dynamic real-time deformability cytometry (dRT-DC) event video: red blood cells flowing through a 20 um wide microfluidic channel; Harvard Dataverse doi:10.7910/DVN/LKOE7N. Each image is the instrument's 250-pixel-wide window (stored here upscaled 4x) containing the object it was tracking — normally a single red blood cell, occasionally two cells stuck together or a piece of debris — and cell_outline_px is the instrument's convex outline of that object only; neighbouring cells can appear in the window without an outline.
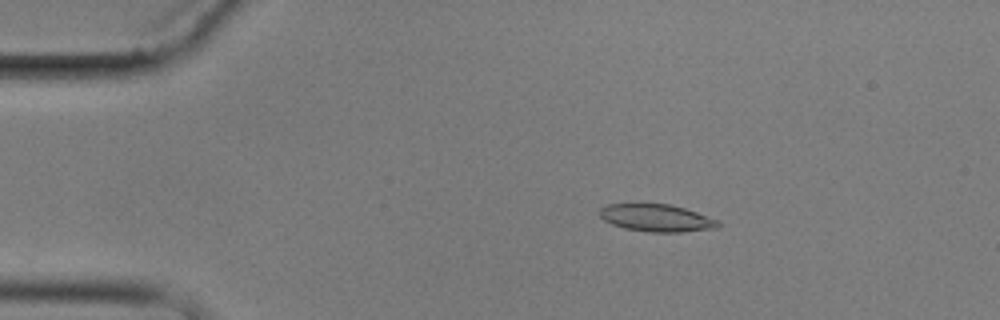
{"species": "common noctule bat (a hibernating species)", "species_latin": "Nyctalus noctula", "temperature_condition": "cold", "stored_images_in_passage": 6, "camera_frame_rate_fps": 3000, "um_per_image_px": 0.085, "animal": {"sex": "male", "body_mass_g": 17.9}, "frame": {"image": 1, "passage_image": 2, "time_ms": 1.0, "image_size_px": [1000, 320], "cell_outline_px": [[720, 228], [680, 232], [648, 232], [624, 228], [612, 224], [604, 220], [600, 216], [600, 208], [608, 204], [668, 204], [684, 208], [696, 212], [716, 220], [720, 224]], "centroid_in_image_um": [55.8, 18.53], "position_along_channel_um": 29.2, "area_um2": 18.73}}
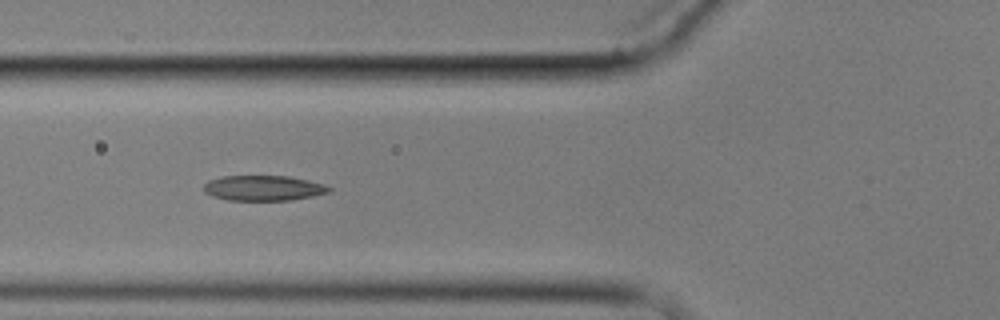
{"frame": {"image": 2, "passage_image": 5, "time_ms": 4.667, "image_size_px": [1000, 320], "cell_outline_px": [[332, 192], [312, 196], [288, 200], [228, 200], [212, 196], [204, 192], [204, 184], [208, 180], [220, 176], [288, 176], [308, 180], [324, 184], [332, 188]], "centroid_in_image_um": [22.39, 15.98], "position_along_channel_um": 103.4, "area_um2": 18.5}}
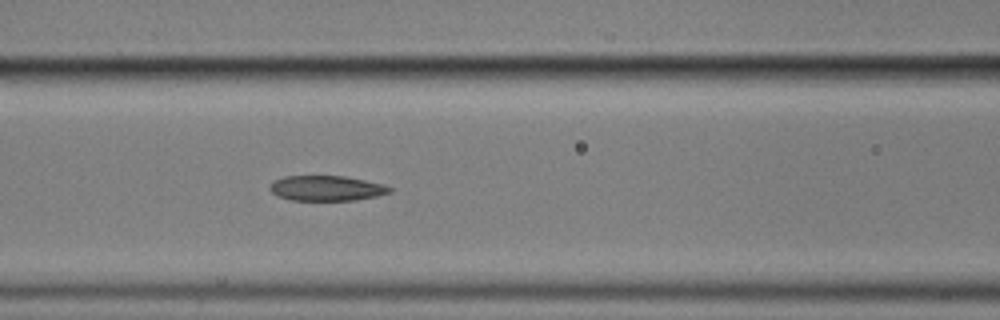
{"frame": {"image": 3, "passage_image": 6, "time_ms": 5.667, "image_size_px": [1000, 320], "cell_outline_px": [[392, 192], [376, 196], [356, 200], [292, 200], [280, 196], [272, 192], [268, 188], [272, 180], [284, 176], [344, 176], [384, 184], [392, 188]], "centroid_in_image_um": [27.75, 15.99], "position_along_channel_um": 138.9, "area_um2": 17.57}}